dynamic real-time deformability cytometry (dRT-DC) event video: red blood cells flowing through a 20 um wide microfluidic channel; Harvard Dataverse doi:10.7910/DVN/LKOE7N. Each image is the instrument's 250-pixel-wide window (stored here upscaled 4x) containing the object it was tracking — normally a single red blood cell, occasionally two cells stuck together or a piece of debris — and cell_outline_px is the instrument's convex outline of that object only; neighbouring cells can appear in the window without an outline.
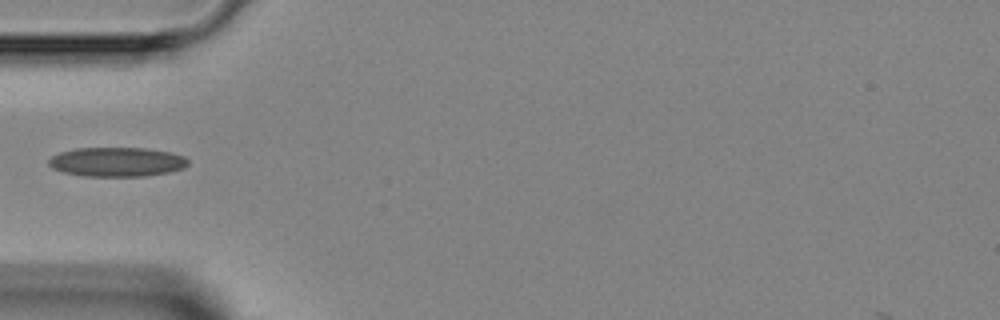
{"species": "Egyptian fruit bat (a non-hibernating species)", "species_latin": "Rousettus aegyptiacus", "temperature_condition": "room temperature", "stored_images_in_passage": 5, "camera_frame_rate_fps": 3000, "um_per_image_px": 0.085, "animal": {"sex": "female"}, "frame": {"image": 1, "passage_image": 5, "time_ms": 4.333, "image_size_px": [1000, 320], "cell_outline_px": [[188, 164], [184, 168], [168, 172], [144, 176], [84, 176], [64, 172], [52, 168], [48, 164], [48, 160], [52, 156], [60, 152], [76, 148], [144, 148], [172, 152], [184, 156], [188, 160]], "centroid_in_image_um": [9.94, 13.76], "position_along_channel_um": 75.1, "area_um2": 23.81}}